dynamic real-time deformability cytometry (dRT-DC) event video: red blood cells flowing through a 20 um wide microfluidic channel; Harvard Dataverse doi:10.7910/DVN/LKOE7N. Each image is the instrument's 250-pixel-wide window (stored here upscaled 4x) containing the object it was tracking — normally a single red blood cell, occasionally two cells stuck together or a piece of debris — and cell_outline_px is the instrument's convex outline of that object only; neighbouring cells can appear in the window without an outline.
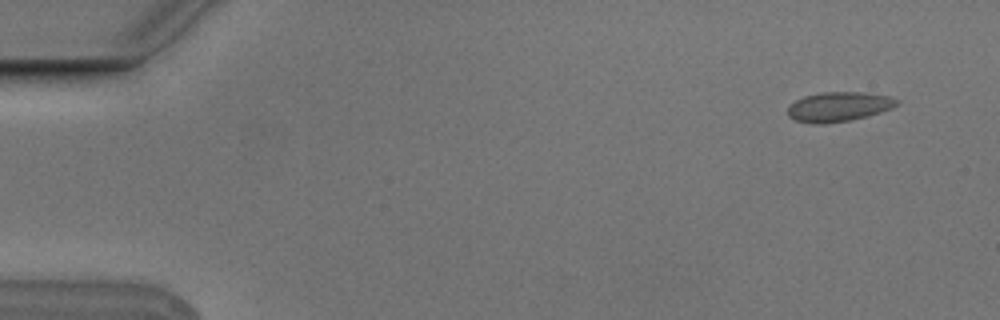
{"species": "Egyptian fruit bat (a non-hibernating species)", "species_latin": "Rousettus aegyptiacus", "temperature_condition": "cold", "stored_images_in_passage": 4, "camera_frame_rate_fps": 3000, "um_per_image_px": 0.085, "animal": {"sex": "male"}, "frame": {"image": 1, "passage_image": 1, "time_ms": 0.0, "image_size_px": [1000, 320], "cell_outline_px": [[900, 104], [892, 108], [868, 116], [852, 120], [824, 124], [812, 124], [796, 120], [788, 116], [788, 108], [796, 100], [804, 96], [824, 92], [864, 92], [892, 96], [900, 100]], "centroid_in_image_um": [71.35, 9.07], "position_along_channel_um": 13.7, "area_um2": 19.02}}